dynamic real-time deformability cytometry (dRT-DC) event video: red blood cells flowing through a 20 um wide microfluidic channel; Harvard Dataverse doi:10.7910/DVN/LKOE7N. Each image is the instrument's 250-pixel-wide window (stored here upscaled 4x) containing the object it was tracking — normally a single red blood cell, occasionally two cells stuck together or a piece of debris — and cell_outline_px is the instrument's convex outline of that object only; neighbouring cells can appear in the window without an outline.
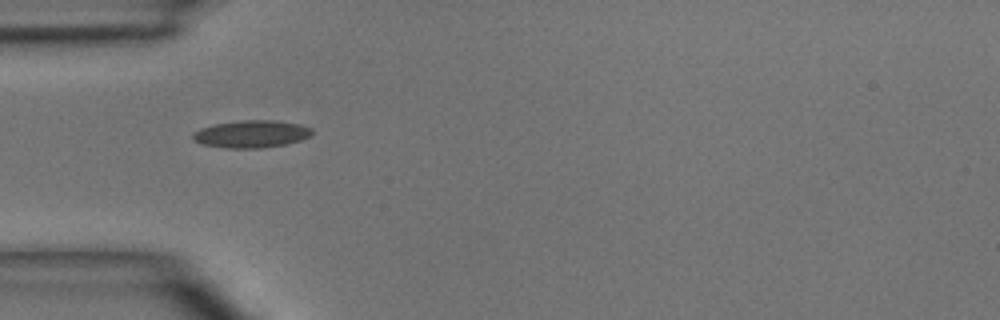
{"species": "common noctule bat (a hibernating species)", "species_latin": "Nyctalus noctula", "temperature_condition": "room temperature", "stored_images_in_passage": 2, "camera_frame_rate_fps": 3000, "um_per_image_px": 0.085, "animal": {"sex": "male", "body_mass_g": 15.6}, "frame": {"image": 1, "passage_image": 1, "time_ms": 0.0, "image_size_px": [1000, 320], "cell_outline_px": [[312, 136], [300, 140], [284, 144], [260, 148], [224, 148], [200, 144], [192, 136], [192, 132], [200, 128], [216, 124], [244, 120], [272, 120], [300, 124], [312, 128]], "centroid_in_image_um": [21.37, 11.39], "position_along_channel_um": 63.6, "area_um2": 18.96}}
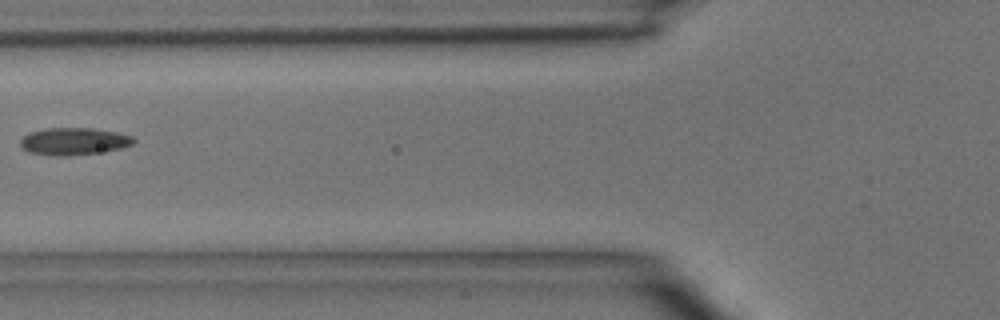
{"frame": {"image": 2, "passage_image": 2, "time_ms": 1.333, "image_size_px": [1000, 320], "cell_outline_px": [[136, 140], [132, 144], [120, 148], [96, 152], [64, 156], [28, 152], [20, 144], [20, 140], [28, 132], [44, 128], [92, 128], [116, 132], [132, 136]], "centroid_in_image_um": [6.25, 11.99], "position_along_channel_um": 119.6, "area_um2": 17.69}}